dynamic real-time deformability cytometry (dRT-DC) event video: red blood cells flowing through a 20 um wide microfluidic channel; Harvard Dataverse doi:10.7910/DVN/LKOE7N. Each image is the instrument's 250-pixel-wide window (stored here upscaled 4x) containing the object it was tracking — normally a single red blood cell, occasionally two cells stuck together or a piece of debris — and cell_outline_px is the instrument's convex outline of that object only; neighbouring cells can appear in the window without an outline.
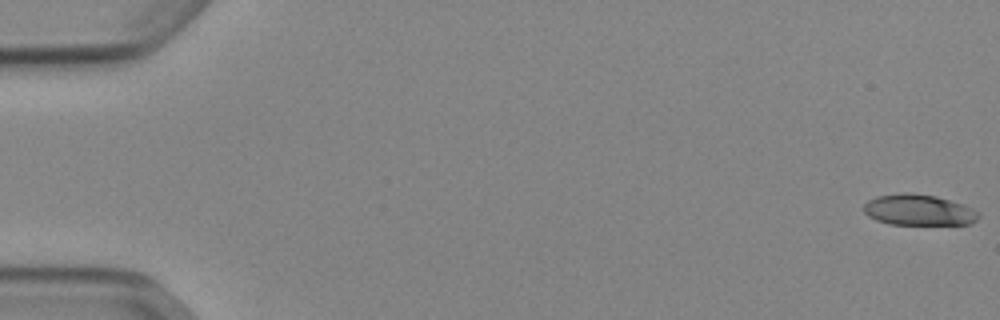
{"species": "Egyptian fruit bat (a non-hibernating species)", "species_latin": "Rousettus aegyptiacus", "temperature_condition": "cold", "stored_images_in_passage": 53, "camera_frame_rate_fps": 3000, "um_per_image_px": 0.085, "animal": {"sex": "female"}, "frame": {"image": 1, "passage_image": 1, "time_ms": 0.0, "image_size_px": [1000, 320], "cell_outline_px": [[980, 216], [972, 224], [888, 224], [876, 220], [868, 216], [864, 212], [864, 204], [868, 200], [876, 196], [904, 192], [912, 192], [936, 196], [964, 204], [980, 212]], "centroid_in_image_um": [78.09, 17.84], "position_along_channel_um": 6.9, "area_um2": 20.92}}
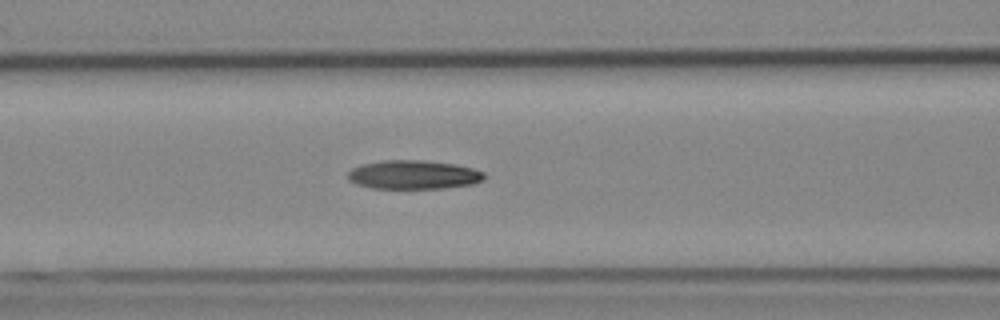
{"frame": {"image": 2, "passage_image": 23, "time_ms": 7.333, "image_size_px": [1000, 320], "cell_outline_px": [[484, 180], [472, 184], [444, 188], [372, 188], [356, 184], [348, 180], [348, 172], [352, 168], [360, 164], [384, 160], [420, 160], [452, 164], [472, 168], [484, 172]], "centroid_in_image_um": [35.11, 14.85], "position_along_channel_um": 131.5, "area_um2": 22.83}}
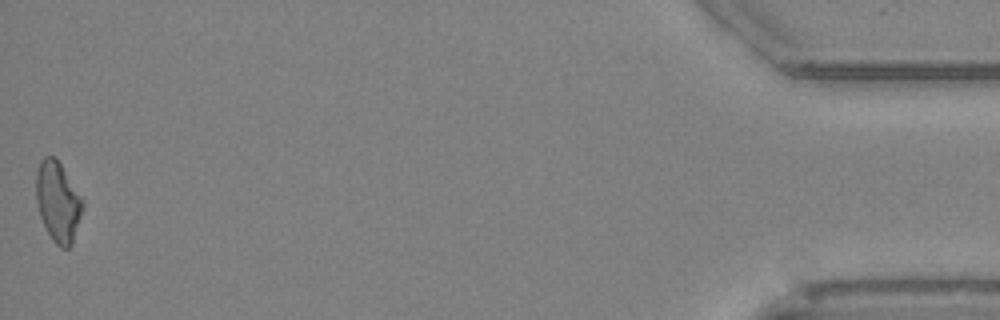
{"frame": {"image": 3, "passage_image": 53, "time_ms": 17.333, "image_size_px": [1000, 320], "cell_outline_px": [[84, 204], [72, 244], [68, 248], [60, 248], [52, 240], [40, 216], [36, 200], [36, 172], [40, 160], [44, 156], [56, 156], [84, 200]], "centroid_in_image_um": [4.92, 17.12], "position_along_channel_um": 430.3, "area_um2": 21.85}, "authors_computed_cell_mechanics": {"area_um2": 22.0796, "velocity_mm_per_s": 3.8965, "shape_relaxation_time_tau1_ms": null, "shape_relaxation_time_tau2_ms": 11.3952, "deformation_change_tau1": null, "deformation_change_tau2": 0.2479}}